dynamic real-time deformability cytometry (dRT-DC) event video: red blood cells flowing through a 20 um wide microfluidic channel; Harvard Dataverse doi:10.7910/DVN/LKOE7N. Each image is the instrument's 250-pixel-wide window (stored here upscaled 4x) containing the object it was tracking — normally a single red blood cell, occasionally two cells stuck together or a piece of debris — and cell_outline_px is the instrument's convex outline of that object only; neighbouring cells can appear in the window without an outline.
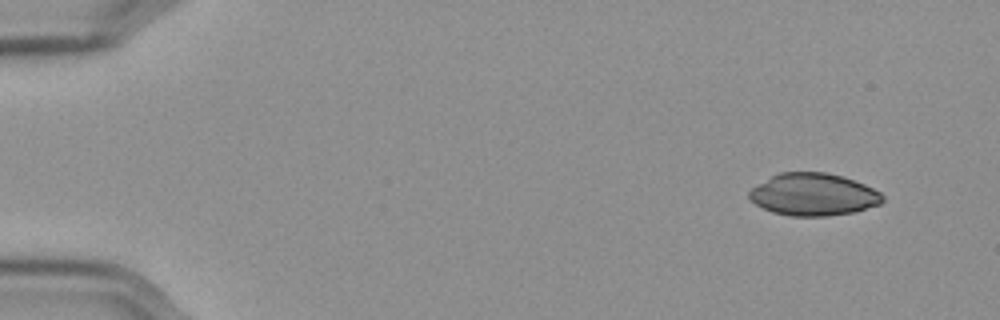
{"species": "Egyptian fruit bat (a non-hibernating species)", "species_latin": "Rousettus aegyptiacus", "temperature_condition": "cold", "stored_images_in_passage": 30, "camera_frame_rate_fps": 3000, "um_per_image_px": 0.085, "frame": {"image": 1, "passage_image": 1, "time_ms": 0.0, "image_size_px": [1000, 320], "cell_outline_px": [[884, 200], [880, 204], [856, 212], [828, 216], [792, 216], [772, 212], [756, 204], [748, 196], [748, 192], [752, 188], [772, 176], [780, 172], [824, 172], [844, 176], [864, 184], [880, 192], [884, 196]], "centroid_in_image_um": [69.17, 16.54], "position_along_channel_um": 15.8, "area_um2": 32.89}}
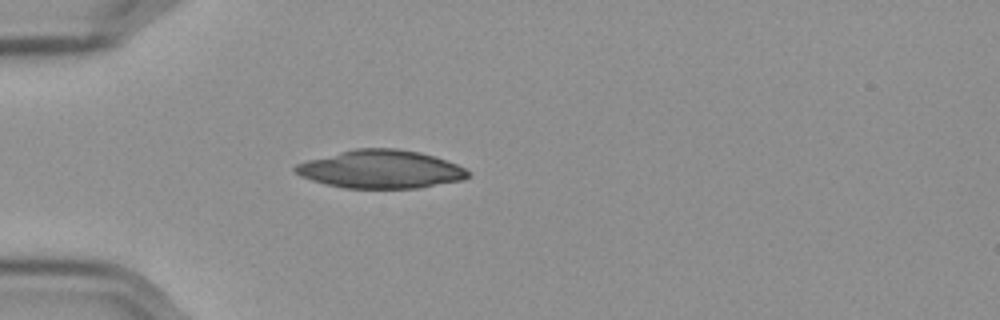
{"frame": {"image": 2, "passage_image": 13, "time_ms": 4.0, "image_size_px": [1000, 320], "cell_outline_px": [[468, 176], [464, 180], [420, 188], [344, 188], [312, 180], [300, 176], [292, 168], [296, 164], [308, 160], [356, 148], [396, 148], [420, 152], [456, 164], [464, 168], [468, 172]], "centroid_in_image_um": [32.37, 14.39], "position_along_channel_um": 52.6, "area_um2": 38.15}}
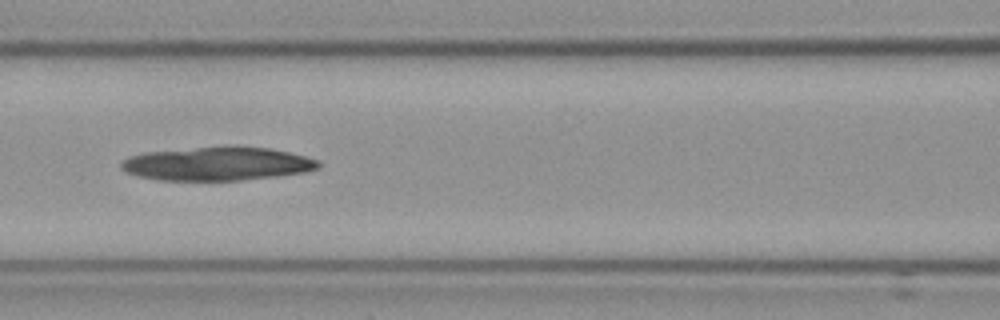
{"frame": {"image": 3, "passage_image": 22, "time_ms": 7.0, "image_size_px": [1000, 320], "cell_outline_px": [[320, 168], [304, 172], [276, 176], [240, 180], [156, 180], [136, 176], [124, 172], [120, 168], [120, 164], [128, 156], [148, 152], [196, 148], [268, 148], [288, 152], [320, 160]], "centroid_in_image_um": [18.43, 13.95], "position_along_channel_um": 148.2, "area_um2": 37.86}}